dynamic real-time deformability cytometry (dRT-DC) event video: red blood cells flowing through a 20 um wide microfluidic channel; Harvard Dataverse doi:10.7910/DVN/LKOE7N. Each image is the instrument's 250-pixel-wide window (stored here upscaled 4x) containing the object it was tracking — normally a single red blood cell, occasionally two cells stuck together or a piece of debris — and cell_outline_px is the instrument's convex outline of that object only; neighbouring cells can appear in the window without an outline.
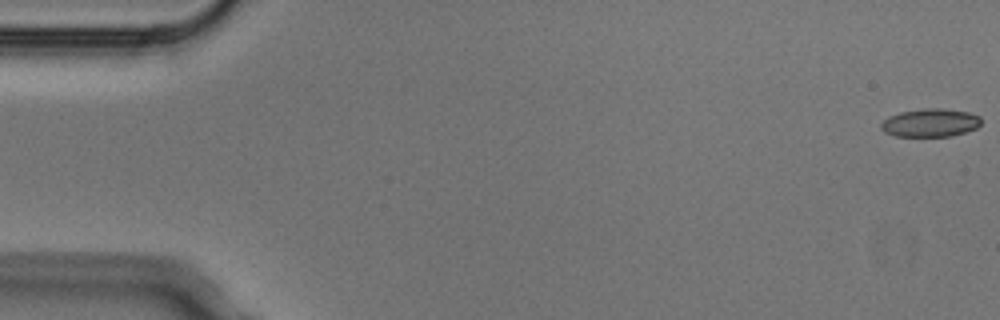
{"species": "Egyptian fruit bat (a non-hibernating species)", "species_latin": "Rousettus aegyptiacus", "temperature_condition": "cold", "stored_images_in_passage": 5, "camera_frame_rate_fps": 3000, "um_per_image_px": 0.085, "animal": {"sex": "male"}, "frame": {"image": 1, "passage_image": 1, "time_ms": 0.0, "image_size_px": [1000, 320], "cell_outline_px": [[980, 124], [976, 128], [952, 136], [896, 136], [884, 132], [880, 128], [880, 124], [888, 116], [900, 112], [924, 108], [944, 108], [968, 112], [980, 116]], "centroid_in_image_um": [79.05, 10.43], "position_along_channel_um": 5.9, "area_um2": 16.47}}